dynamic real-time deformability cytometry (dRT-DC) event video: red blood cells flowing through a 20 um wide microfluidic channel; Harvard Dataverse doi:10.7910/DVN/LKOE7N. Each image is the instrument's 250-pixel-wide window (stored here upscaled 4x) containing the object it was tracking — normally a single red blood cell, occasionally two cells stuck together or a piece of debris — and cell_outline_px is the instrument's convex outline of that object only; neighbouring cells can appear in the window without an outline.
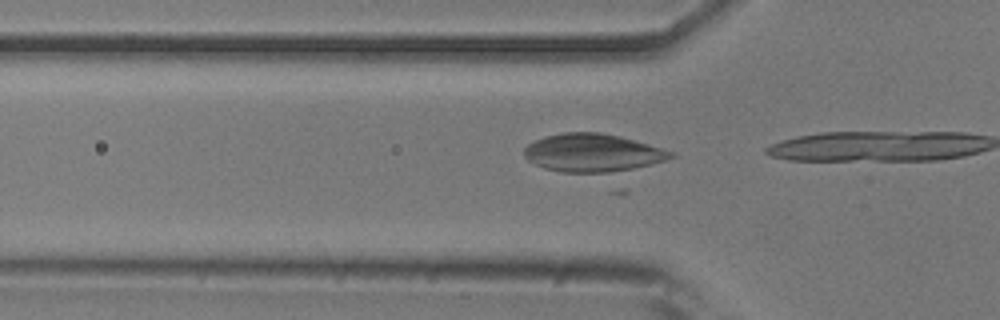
{"species": "common noctule bat (a hibernating species)", "species_latin": "Nyctalus noctula", "temperature_condition": "room temperature", "stored_images_in_passage": 4, "camera_frame_rate_fps": 3000, "um_per_image_px": 0.085, "animal": {"sex": "male", "body_mass_g": 20.5, "forearm_length_mm": 52.5}, "frame": {"image": 1, "passage_image": 3, "time_ms": 0.667, "image_size_px": [1000, 320], "cell_outline_px": [[676, 156], [664, 160], [632, 168], [608, 172], [564, 172], [544, 168], [528, 160], [524, 156], [524, 148], [528, 144], [544, 136], [564, 132], [600, 132], [620, 136], [676, 152]], "centroid_in_image_um": [50.35, 12.97], "position_along_channel_um": 75.4, "area_um2": 32.14}}